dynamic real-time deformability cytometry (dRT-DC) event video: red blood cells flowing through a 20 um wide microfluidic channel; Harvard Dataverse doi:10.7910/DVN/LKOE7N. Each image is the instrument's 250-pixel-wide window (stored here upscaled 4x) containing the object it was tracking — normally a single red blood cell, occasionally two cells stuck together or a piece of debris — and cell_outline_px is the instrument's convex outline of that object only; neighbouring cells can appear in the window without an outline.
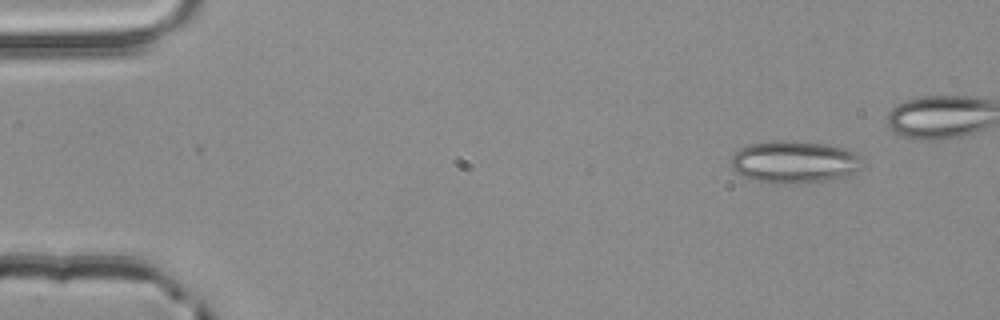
{"species": "common noctule bat (a hibernating species)", "species_latin": "Nyctalus noctula", "temperature_condition": "room temperature", "stored_images_in_passage": 4, "camera_frame_rate_fps": 3000, "um_per_image_px": 0.085, "animal": {"sex": "male", "body_mass_g": 20.4}, "frame": {"image": 1, "passage_image": 1, "time_ms": 0.0, "image_size_px": [1000, 320], "cell_outline_px": [[864, 156], [860, 168], [848, 176], [804, 184], [772, 184], [748, 180], [740, 176], [732, 168], [732, 156], [740, 148], [752, 144], [772, 140], [788, 140], [824, 144], [848, 148]], "centroid_in_image_um": [67.53, 13.79], "position_along_channel_um": 17.5, "area_um2": 33.18}}
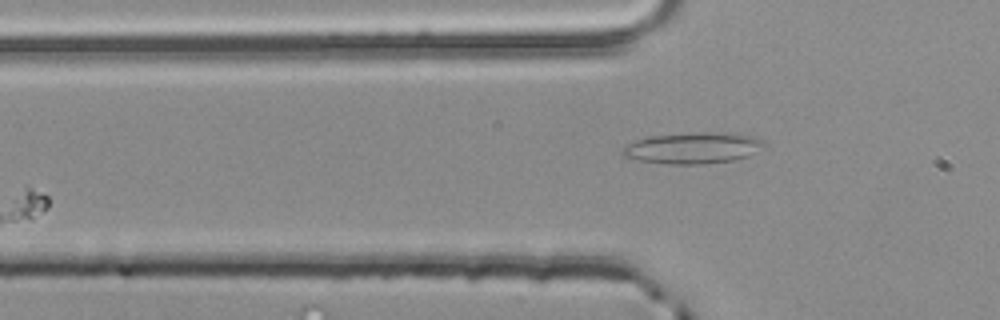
{"frame": {"image": 2, "passage_image": 4, "time_ms": 1.0, "image_size_px": [1000, 320], "cell_outline_px": [[768, 144], [748, 156], [736, 160], [700, 164], [668, 164], [640, 160], [624, 156], [620, 152], [628, 144], [636, 140], [652, 136], [692, 132], [736, 132], [756, 136], [764, 140]], "centroid_in_image_um": [59.0, 12.56], "position_along_channel_um": 66.8, "area_um2": 26.07}}